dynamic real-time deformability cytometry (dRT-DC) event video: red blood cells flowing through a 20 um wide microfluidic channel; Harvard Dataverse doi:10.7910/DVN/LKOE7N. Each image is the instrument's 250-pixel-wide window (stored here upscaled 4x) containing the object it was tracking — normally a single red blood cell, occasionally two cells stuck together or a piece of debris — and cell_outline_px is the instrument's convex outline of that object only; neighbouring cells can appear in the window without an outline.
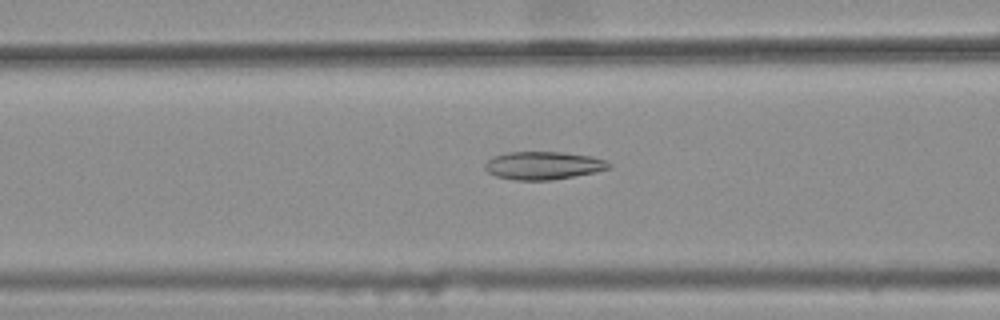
{"species": "common noctule bat (a hibernating species)", "species_latin": "Nyctalus noctula", "temperature_condition": "warm", "stored_images_in_passage": 41, "camera_frame_rate_fps": 3000, "um_per_image_px": 0.085, "animal": {"sex": "female", "body_mass_g": 25.1}, "frame": {"image": 1, "passage_image": 15, "time_ms": 4.667, "image_size_px": [1000, 320], "cell_outline_px": [[612, 164], [608, 168], [596, 172], [552, 180], [516, 180], [496, 176], [488, 172], [484, 168], [484, 164], [492, 156], [508, 152], [560, 152], [592, 156], [604, 160]], "centroid_in_image_um": [46.15, 14.06], "position_along_channel_um": 120.4, "area_um2": 20.17}}
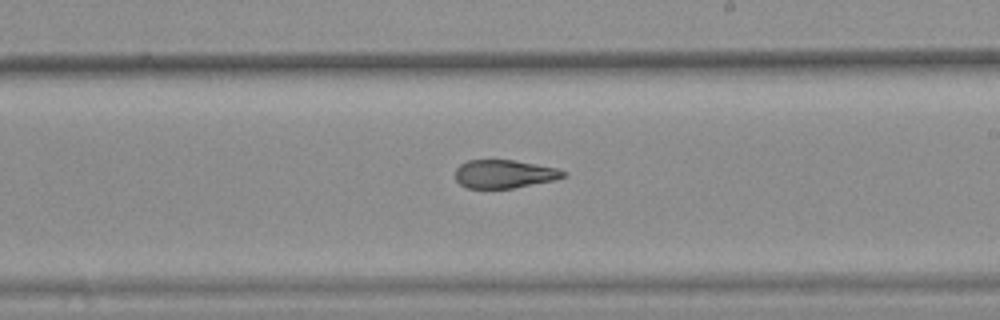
{"frame": {"image": 2, "passage_image": 25, "time_ms": 8.0, "image_size_px": [1000, 320], "cell_outline_px": [[568, 176], [556, 180], [512, 188], [468, 188], [460, 184], [456, 180], [456, 168], [460, 164], [468, 160], [512, 160], [556, 168], [568, 172]], "centroid_in_image_um": [42.89, 14.79], "position_along_channel_um": 246.1, "area_um2": 17.8}}
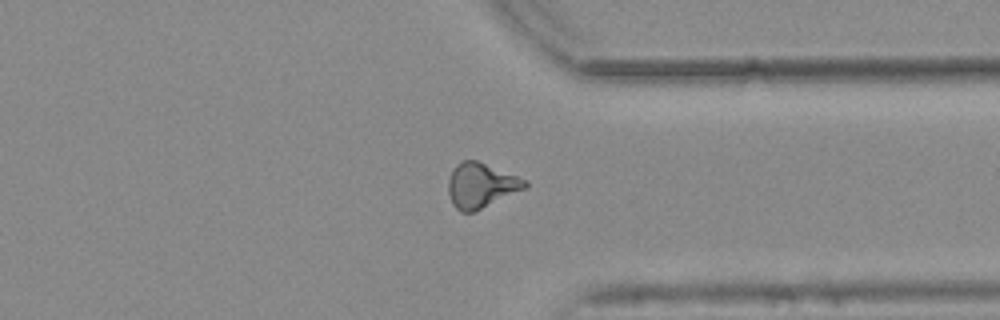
{"frame": {"image": 3, "passage_image": 35, "time_ms": 11.333, "image_size_px": [1000, 320], "cell_outline_px": [[528, 188], [472, 212], [460, 212], [452, 204], [448, 192], [448, 180], [456, 164], [464, 160], [476, 160], [528, 180]], "centroid_in_image_um": [40.9, 15.76], "position_along_channel_um": 370.5, "area_um2": 20.0}, "authors_computed_cell_mechanics": {"area_um2": 19.363, "velocity_mm_per_s": 3.7777, "shape_relaxation_time_tau1_ms": null, "shape_relaxation_time_tau2_ms": 2.3097, "deformation_change_tau1": null, "deformation_change_tau2": 0.1037}}